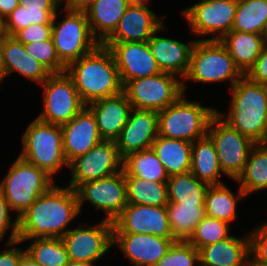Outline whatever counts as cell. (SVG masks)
I'll return each instance as SVG.
<instances>
[{
	"instance_id": "6da1fadb",
	"label": "cell",
	"mask_w": 267,
	"mask_h": 266,
	"mask_svg": "<svg viewBox=\"0 0 267 266\" xmlns=\"http://www.w3.org/2000/svg\"><path fill=\"white\" fill-rule=\"evenodd\" d=\"M80 217L77 192L54 184L18 218V239L62 238Z\"/></svg>"
},
{
	"instance_id": "7a4b0ae2",
	"label": "cell",
	"mask_w": 267,
	"mask_h": 266,
	"mask_svg": "<svg viewBox=\"0 0 267 266\" xmlns=\"http://www.w3.org/2000/svg\"><path fill=\"white\" fill-rule=\"evenodd\" d=\"M227 112L216 109V114L230 127L252 140H267V85L251 81L244 75L229 90Z\"/></svg>"
},
{
	"instance_id": "3957f363",
	"label": "cell",
	"mask_w": 267,
	"mask_h": 266,
	"mask_svg": "<svg viewBox=\"0 0 267 266\" xmlns=\"http://www.w3.org/2000/svg\"><path fill=\"white\" fill-rule=\"evenodd\" d=\"M66 74L85 105L123 92V84L112 52L102 44L94 51L72 62Z\"/></svg>"
},
{
	"instance_id": "277c9868",
	"label": "cell",
	"mask_w": 267,
	"mask_h": 266,
	"mask_svg": "<svg viewBox=\"0 0 267 266\" xmlns=\"http://www.w3.org/2000/svg\"><path fill=\"white\" fill-rule=\"evenodd\" d=\"M244 75L219 40H197L190 55V65L183 80L184 93L187 82L217 84L227 82L229 89Z\"/></svg>"
},
{
	"instance_id": "5b68a950",
	"label": "cell",
	"mask_w": 267,
	"mask_h": 266,
	"mask_svg": "<svg viewBox=\"0 0 267 266\" xmlns=\"http://www.w3.org/2000/svg\"><path fill=\"white\" fill-rule=\"evenodd\" d=\"M22 152L18 155L29 163L45 170L55 178L68 169V162L63 152L61 126L49 124L34 118L21 136Z\"/></svg>"
},
{
	"instance_id": "8992f818",
	"label": "cell",
	"mask_w": 267,
	"mask_h": 266,
	"mask_svg": "<svg viewBox=\"0 0 267 266\" xmlns=\"http://www.w3.org/2000/svg\"><path fill=\"white\" fill-rule=\"evenodd\" d=\"M55 182L45 170L17 155L7 174L0 181V191L13 214L19 218Z\"/></svg>"
},
{
	"instance_id": "52a82bcc",
	"label": "cell",
	"mask_w": 267,
	"mask_h": 266,
	"mask_svg": "<svg viewBox=\"0 0 267 266\" xmlns=\"http://www.w3.org/2000/svg\"><path fill=\"white\" fill-rule=\"evenodd\" d=\"M186 97L184 93L176 102L158 112L159 136L193 143L207 135L208 124L217 108Z\"/></svg>"
},
{
	"instance_id": "ba28073f",
	"label": "cell",
	"mask_w": 267,
	"mask_h": 266,
	"mask_svg": "<svg viewBox=\"0 0 267 266\" xmlns=\"http://www.w3.org/2000/svg\"><path fill=\"white\" fill-rule=\"evenodd\" d=\"M52 39L58 58L65 67L91 53L100 45L91 32L86 13L65 7L54 15Z\"/></svg>"
},
{
	"instance_id": "9c48e42d",
	"label": "cell",
	"mask_w": 267,
	"mask_h": 266,
	"mask_svg": "<svg viewBox=\"0 0 267 266\" xmlns=\"http://www.w3.org/2000/svg\"><path fill=\"white\" fill-rule=\"evenodd\" d=\"M237 5L238 0H198L183 8L181 15L193 38L220 40L232 30Z\"/></svg>"
},
{
	"instance_id": "30bf717a",
	"label": "cell",
	"mask_w": 267,
	"mask_h": 266,
	"mask_svg": "<svg viewBox=\"0 0 267 266\" xmlns=\"http://www.w3.org/2000/svg\"><path fill=\"white\" fill-rule=\"evenodd\" d=\"M123 92L133 109L159 112L184 94L183 80L177 75L161 72L128 81Z\"/></svg>"
},
{
	"instance_id": "8fae6325",
	"label": "cell",
	"mask_w": 267,
	"mask_h": 266,
	"mask_svg": "<svg viewBox=\"0 0 267 266\" xmlns=\"http://www.w3.org/2000/svg\"><path fill=\"white\" fill-rule=\"evenodd\" d=\"M78 224L62 237L69 260L96 266L113 248V222L100 219L93 225Z\"/></svg>"
},
{
	"instance_id": "7c38bea8",
	"label": "cell",
	"mask_w": 267,
	"mask_h": 266,
	"mask_svg": "<svg viewBox=\"0 0 267 266\" xmlns=\"http://www.w3.org/2000/svg\"><path fill=\"white\" fill-rule=\"evenodd\" d=\"M207 136L214 143L224 176L237 180L256 143L230 127L217 114L210 119Z\"/></svg>"
},
{
	"instance_id": "4fadbf2b",
	"label": "cell",
	"mask_w": 267,
	"mask_h": 266,
	"mask_svg": "<svg viewBox=\"0 0 267 266\" xmlns=\"http://www.w3.org/2000/svg\"><path fill=\"white\" fill-rule=\"evenodd\" d=\"M40 87L43 90V110L36 118L42 122L62 126L85 106L66 72L51 74Z\"/></svg>"
},
{
	"instance_id": "5bb4252c",
	"label": "cell",
	"mask_w": 267,
	"mask_h": 266,
	"mask_svg": "<svg viewBox=\"0 0 267 266\" xmlns=\"http://www.w3.org/2000/svg\"><path fill=\"white\" fill-rule=\"evenodd\" d=\"M70 182L75 191L84 183L109 177L123 170V158L116 142L102 140L86 154L73 159L68 166Z\"/></svg>"
},
{
	"instance_id": "9a60e30c",
	"label": "cell",
	"mask_w": 267,
	"mask_h": 266,
	"mask_svg": "<svg viewBox=\"0 0 267 266\" xmlns=\"http://www.w3.org/2000/svg\"><path fill=\"white\" fill-rule=\"evenodd\" d=\"M79 211L88 202L104 213V220L113 222L127 206L125 173L123 170L105 178L82 184L77 190Z\"/></svg>"
},
{
	"instance_id": "2e32d148",
	"label": "cell",
	"mask_w": 267,
	"mask_h": 266,
	"mask_svg": "<svg viewBox=\"0 0 267 266\" xmlns=\"http://www.w3.org/2000/svg\"><path fill=\"white\" fill-rule=\"evenodd\" d=\"M113 233H144L175 239L166 206L130 204L113 221Z\"/></svg>"
},
{
	"instance_id": "e0dca14e",
	"label": "cell",
	"mask_w": 267,
	"mask_h": 266,
	"mask_svg": "<svg viewBox=\"0 0 267 266\" xmlns=\"http://www.w3.org/2000/svg\"><path fill=\"white\" fill-rule=\"evenodd\" d=\"M113 54L123 86L130 80L161 73L148 42H103Z\"/></svg>"
},
{
	"instance_id": "ac0fdd59",
	"label": "cell",
	"mask_w": 267,
	"mask_h": 266,
	"mask_svg": "<svg viewBox=\"0 0 267 266\" xmlns=\"http://www.w3.org/2000/svg\"><path fill=\"white\" fill-rule=\"evenodd\" d=\"M176 239L144 233H113L114 246L132 266H155Z\"/></svg>"
},
{
	"instance_id": "d6986e66",
	"label": "cell",
	"mask_w": 267,
	"mask_h": 266,
	"mask_svg": "<svg viewBox=\"0 0 267 266\" xmlns=\"http://www.w3.org/2000/svg\"><path fill=\"white\" fill-rule=\"evenodd\" d=\"M158 124L157 111L132 109L115 141L120 156L125 158L130 153L151 149L158 136Z\"/></svg>"
},
{
	"instance_id": "ffe728a7",
	"label": "cell",
	"mask_w": 267,
	"mask_h": 266,
	"mask_svg": "<svg viewBox=\"0 0 267 266\" xmlns=\"http://www.w3.org/2000/svg\"><path fill=\"white\" fill-rule=\"evenodd\" d=\"M169 30L165 23L147 41L151 54L162 72L177 75L183 79L189 69L190 55L197 39H189V42H181L174 37L158 35Z\"/></svg>"
},
{
	"instance_id": "44dd1931",
	"label": "cell",
	"mask_w": 267,
	"mask_h": 266,
	"mask_svg": "<svg viewBox=\"0 0 267 266\" xmlns=\"http://www.w3.org/2000/svg\"><path fill=\"white\" fill-rule=\"evenodd\" d=\"M164 23L148 5L130 4L117 28L104 42H147Z\"/></svg>"
},
{
	"instance_id": "7402d4cb",
	"label": "cell",
	"mask_w": 267,
	"mask_h": 266,
	"mask_svg": "<svg viewBox=\"0 0 267 266\" xmlns=\"http://www.w3.org/2000/svg\"><path fill=\"white\" fill-rule=\"evenodd\" d=\"M63 152L68 164L102 141L92 111L84 108L68 123L61 126Z\"/></svg>"
},
{
	"instance_id": "603a6c76",
	"label": "cell",
	"mask_w": 267,
	"mask_h": 266,
	"mask_svg": "<svg viewBox=\"0 0 267 266\" xmlns=\"http://www.w3.org/2000/svg\"><path fill=\"white\" fill-rule=\"evenodd\" d=\"M93 113L102 140L116 141L133 109L124 92L86 105Z\"/></svg>"
},
{
	"instance_id": "cb8c5ba5",
	"label": "cell",
	"mask_w": 267,
	"mask_h": 266,
	"mask_svg": "<svg viewBox=\"0 0 267 266\" xmlns=\"http://www.w3.org/2000/svg\"><path fill=\"white\" fill-rule=\"evenodd\" d=\"M242 236L231 233L228 238L199 248L200 266H249L248 231Z\"/></svg>"
},
{
	"instance_id": "d4e9b609",
	"label": "cell",
	"mask_w": 267,
	"mask_h": 266,
	"mask_svg": "<svg viewBox=\"0 0 267 266\" xmlns=\"http://www.w3.org/2000/svg\"><path fill=\"white\" fill-rule=\"evenodd\" d=\"M2 57L3 82L5 78L11 77L9 75L16 72L24 79L40 86L52 74L26 51L24 44L13 36L4 39Z\"/></svg>"
},
{
	"instance_id": "484cf974",
	"label": "cell",
	"mask_w": 267,
	"mask_h": 266,
	"mask_svg": "<svg viewBox=\"0 0 267 266\" xmlns=\"http://www.w3.org/2000/svg\"><path fill=\"white\" fill-rule=\"evenodd\" d=\"M219 41L243 75L252 68L266 44L264 35L232 30Z\"/></svg>"
},
{
	"instance_id": "4316f807",
	"label": "cell",
	"mask_w": 267,
	"mask_h": 266,
	"mask_svg": "<svg viewBox=\"0 0 267 266\" xmlns=\"http://www.w3.org/2000/svg\"><path fill=\"white\" fill-rule=\"evenodd\" d=\"M129 5L127 0H96L85 11L91 32L100 44L117 28Z\"/></svg>"
},
{
	"instance_id": "83f0119b",
	"label": "cell",
	"mask_w": 267,
	"mask_h": 266,
	"mask_svg": "<svg viewBox=\"0 0 267 266\" xmlns=\"http://www.w3.org/2000/svg\"><path fill=\"white\" fill-rule=\"evenodd\" d=\"M152 150L164 166L168 176L189 173L192 160V142L157 136Z\"/></svg>"
},
{
	"instance_id": "f1b7e54d",
	"label": "cell",
	"mask_w": 267,
	"mask_h": 266,
	"mask_svg": "<svg viewBox=\"0 0 267 266\" xmlns=\"http://www.w3.org/2000/svg\"><path fill=\"white\" fill-rule=\"evenodd\" d=\"M226 183L220 185H210L205 195V212L207 216L225 221L232 225L237 216L238 201L245 200L247 196L240 188L234 193Z\"/></svg>"
},
{
	"instance_id": "f546056e",
	"label": "cell",
	"mask_w": 267,
	"mask_h": 266,
	"mask_svg": "<svg viewBox=\"0 0 267 266\" xmlns=\"http://www.w3.org/2000/svg\"><path fill=\"white\" fill-rule=\"evenodd\" d=\"M190 172L209 185L224 184L220 176L224 175L212 140L206 135L192 143Z\"/></svg>"
},
{
	"instance_id": "4dcf8cb0",
	"label": "cell",
	"mask_w": 267,
	"mask_h": 266,
	"mask_svg": "<svg viewBox=\"0 0 267 266\" xmlns=\"http://www.w3.org/2000/svg\"><path fill=\"white\" fill-rule=\"evenodd\" d=\"M245 195L267 191V144L257 143L252 148L243 173L234 180Z\"/></svg>"
},
{
	"instance_id": "1f68e13d",
	"label": "cell",
	"mask_w": 267,
	"mask_h": 266,
	"mask_svg": "<svg viewBox=\"0 0 267 266\" xmlns=\"http://www.w3.org/2000/svg\"><path fill=\"white\" fill-rule=\"evenodd\" d=\"M209 184L198 180L191 172L169 176L168 202L183 205H204Z\"/></svg>"
},
{
	"instance_id": "d6a6232c",
	"label": "cell",
	"mask_w": 267,
	"mask_h": 266,
	"mask_svg": "<svg viewBox=\"0 0 267 266\" xmlns=\"http://www.w3.org/2000/svg\"><path fill=\"white\" fill-rule=\"evenodd\" d=\"M125 176H134L152 182H167L164 166L151 149L130 153L123 158Z\"/></svg>"
},
{
	"instance_id": "836d02e7",
	"label": "cell",
	"mask_w": 267,
	"mask_h": 266,
	"mask_svg": "<svg viewBox=\"0 0 267 266\" xmlns=\"http://www.w3.org/2000/svg\"><path fill=\"white\" fill-rule=\"evenodd\" d=\"M22 243L30 241L24 247L26 254L41 266H68L70 263L62 238L18 239Z\"/></svg>"
},
{
	"instance_id": "e575fe53",
	"label": "cell",
	"mask_w": 267,
	"mask_h": 266,
	"mask_svg": "<svg viewBox=\"0 0 267 266\" xmlns=\"http://www.w3.org/2000/svg\"><path fill=\"white\" fill-rule=\"evenodd\" d=\"M169 226L176 240L187 241L197 224L206 216L205 205H166Z\"/></svg>"
},
{
	"instance_id": "d590c367",
	"label": "cell",
	"mask_w": 267,
	"mask_h": 266,
	"mask_svg": "<svg viewBox=\"0 0 267 266\" xmlns=\"http://www.w3.org/2000/svg\"><path fill=\"white\" fill-rule=\"evenodd\" d=\"M127 203L166 206L167 182H152L134 176H125Z\"/></svg>"
},
{
	"instance_id": "8d00e7d4",
	"label": "cell",
	"mask_w": 267,
	"mask_h": 266,
	"mask_svg": "<svg viewBox=\"0 0 267 266\" xmlns=\"http://www.w3.org/2000/svg\"><path fill=\"white\" fill-rule=\"evenodd\" d=\"M267 27V0H238L232 31L264 35Z\"/></svg>"
},
{
	"instance_id": "74e56055",
	"label": "cell",
	"mask_w": 267,
	"mask_h": 266,
	"mask_svg": "<svg viewBox=\"0 0 267 266\" xmlns=\"http://www.w3.org/2000/svg\"><path fill=\"white\" fill-rule=\"evenodd\" d=\"M230 226L231 224L225 221L206 215L197 224L187 241L198 250L201 247L228 238L231 235L230 231H232Z\"/></svg>"
},
{
	"instance_id": "f35d334b",
	"label": "cell",
	"mask_w": 267,
	"mask_h": 266,
	"mask_svg": "<svg viewBox=\"0 0 267 266\" xmlns=\"http://www.w3.org/2000/svg\"><path fill=\"white\" fill-rule=\"evenodd\" d=\"M155 266H200L199 251L188 241L177 240Z\"/></svg>"
},
{
	"instance_id": "ab89813d",
	"label": "cell",
	"mask_w": 267,
	"mask_h": 266,
	"mask_svg": "<svg viewBox=\"0 0 267 266\" xmlns=\"http://www.w3.org/2000/svg\"><path fill=\"white\" fill-rule=\"evenodd\" d=\"M26 51L52 74H60L66 71V67L58 58L53 39L24 44Z\"/></svg>"
},
{
	"instance_id": "60d3db41",
	"label": "cell",
	"mask_w": 267,
	"mask_h": 266,
	"mask_svg": "<svg viewBox=\"0 0 267 266\" xmlns=\"http://www.w3.org/2000/svg\"><path fill=\"white\" fill-rule=\"evenodd\" d=\"M12 213L5 196L0 191V243L4 241L7 232L10 233L5 243L18 240V218Z\"/></svg>"
},
{
	"instance_id": "b9f144b4",
	"label": "cell",
	"mask_w": 267,
	"mask_h": 266,
	"mask_svg": "<svg viewBox=\"0 0 267 266\" xmlns=\"http://www.w3.org/2000/svg\"><path fill=\"white\" fill-rule=\"evenodd\" d=\"M250 238L249 261H263L267 263V221L257 224L248 230Z\"/></svg>"
},
{
	"instance_id": "7bdbcfd3",
	"label": "cell",
	"mask_w": 267,
	"mask_h": 266,
	"mask_svg": "<svg viewBox=\"0 0 267 266\" xmlns=\"http://www.w3.org/2000/svg\"><path fill=\"white\" fill-rule=\"evenodd\" d=\"M13 37L22 44L40 42L52 38V23L31 24L17 31Z\"/></svg>"
},
{
	"instance_id": "ee69618b",
	"label": "cell",
	"mask_w": 267,
	"mask_h": 266,
	"mask_svg": "<svg viewBox=\"0 0 267 266\" xmlns=\"http://www.w3.org/2000/svg\"><path fill=\"white\" fill-rule=\"evenodd\" d=\"M31 24L32 23L29 22L28 10L21 4L6 17V27L9 36H13L17 31Z\"/></svg>"
},
{
	"instance_id": "f6af8a7d",
	"label": "cell",
	"mask_w": 267,
	"mask_h": 266,
	"mask_svg": "<svg viewBox=\"0 0 267 266\" xmlns=\"http://www.w3.org/2000/svg\"><path fill=\"white\" fill-rule=\"evenodd\" d=\"M20 240L5 243L0 251V266H19L22 256L26 253L25 248L18 247Z\"/></svg>"
},
{
	"instance_id": "bcb514c9",
	"label": "cell",
	"mask_w": 267,
	"mask_h": 266,
	"mask_svg": "<svg viewBox=\"0 0 267 266\" xmlns=\"http://www.w3.org/2000/svg\"><path fill=\"white\" fill-rule=\"evenodd\" d=\"M246 76L253 82L267 85V43Z\"/></svg>"
},
{
	"instance_id": "7dc6e473",
	"label": "cell",
	"mask_w": 267,
	"mask_h": 266,
	"mask_svg": "<svg viewBox=\"0 0 267 266\" xmlns=\"http://www.w3.org/2000/svg\"><path fill=\"white\" fill-rule=\"evenodd\" d=\"M29 22L32 24L53 23L59 9H27Z\"/></svg>"
},
{
	"instance_id": "c3c4849f",
	"label": "cell",
	"mask_w": 267,
	"mask_h": 266,
	"mask_svg": "<svg viewBox=\"0 0 267 266\" xmlns=\"http://www.w3.org/2000/svg\"><path fill=\"white\" fill-rule=\"evenodd\" d=\"M26 9H59L63 0H19Z\"/></svg>"
},
{
	"instance_id": "681fc988",
	"label": "cell",
	"mask_w": 267,
	"mask_h": 266,
	"mask_svg": "<svg viewBox=\"0 0 267 266\" xmlns=\"http://www.w3.org/2000/svg\"><path fill=\"white\" fill-rule=\"evenodd\" d=\"M96 0H63V7L74 11H86Z\"/></svg>"
},
{
	"instance_id": "f907efd6",
	"label": "cell",
	"mask_w": 267,
	"mask_h": 266,
	"mask_svg": "<svg viewBox=\"0 0 267 266\" xmlns=\"http://www.w3.org/2000/svg\"><path fill=\"white\" fill-rule=\"evenodd\" d=\"M19 4V0H0V15L8 17Z\"/></svg>"
},
{
	"instance_id": "816d5d0a",
	"label": "cell",
	"mask_w": 267,
	"mask_h": 266,
	"mask_svg": "<svg viewBox=\"0 0 267 266\" xmlns=\"http://www.w3.org/2000/svg\"><path fill=\"white\" fill-rule=\"evenodd\" d=\"M9 36L6 27V18L0 15V40H4Z\"/></svg>"
},
{
	"instance_id": "f5cc1de1",
	"label": "cell",
	"mask_w": 267,
	"mask_h": 266,
	"mask_svg": "<svg viewBox=\"0 0 267 266\" xmlns=\"http://www.w3.org/2000/svg\"><path fill=\"white\" fill-rule=\"evenodd\" d=\"M19 266H41L36 263L31 257H29L26 253L22 256Z\"/></svg>"
},
{
	"instance_id": "db71d44e",
	"label": "cell",
	"mask_w": 267,
	"mask_h": 266,
	"mask_svg": "<svg viewBox=\"0 0 267 266\" xmlns=\"http://www.w3.org/2000/svg\"><path fill=\"white\" fill-rule=\"evenodd\" d=\"M3 46H4V40H0V84L3 82V68H2V63H3ZM1 86V85H0Z\"/></svg>"
},
{
	"instance_id": "11a10c76",
	"label": "cell",
	"mask_w": 267,
	"mask_h": 266,
	"mask_svg": "<svg viewBox=\"0 0 267 266\" xmlns=\"http://www.w3.org/2000/svg\"><path fill=\"white\" fill-rule=\"evenodd\" d=\"M129 4L149 5L151 0H127Z\"/></svg>"
},
{
	"instance_id": "9f6ffc18",
	"label": "cell",
	"mask_w": 267,
	"mask_h": 266,
	"mask_svg": "<svg viewBox=\"0 0 267 266\" xmlns=\"http://www.w3.org/2000/svg\"><path fill=\"white\" fill-rule=\"evenodd\" d=\"M249 266H267V263L263 261H249Z\"/></svg>"
},
{
	"instance_id": "6f0895ef",
	"label": "cell",
	"mask_w": 267,
	"mask_h": 266,
	"mask_svg": "<svg viewBox=\"0 0 267 266\" xmlns=\"http://www.w3.org/2000/svg\"><path fill=\"white\" fill-rule=\"evenodd\" d=\"M68 266H94V265H89V264H85V263H73V262H70Z\"/></svg>"
},
{
	"instance_id": "680465c9",
	"label": "cell",
	"mask_w": 267,
	"mask_h": 266,
	"mask_svg": "<svg viewBox=\"0 0 267 266\" xmlns=\"http://www.w3.org/2000/svg\"><path fill=\"white\" fill-rule=\"evenodd\" d=\"M264 37H265V41L267 43V27H266V30H265V33H264Z\"/></svg>"
}]
</instances>
